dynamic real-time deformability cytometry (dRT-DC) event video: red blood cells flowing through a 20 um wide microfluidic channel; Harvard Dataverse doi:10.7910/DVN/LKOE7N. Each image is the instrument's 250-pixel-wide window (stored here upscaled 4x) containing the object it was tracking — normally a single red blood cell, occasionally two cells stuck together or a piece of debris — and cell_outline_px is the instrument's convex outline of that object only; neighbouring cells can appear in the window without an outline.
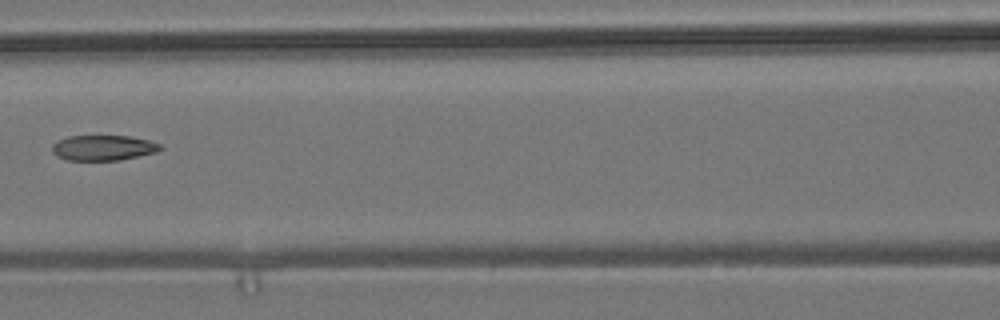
{"species": "common noctule bat (a hibernating species)", "species_latin": "Nyctalus noctula", "temperature_condition": "room temperature", "stored_images_in_passage": 7, "camera_frame_rate_fps": 3000, "um_per_image_px": 0.085, "animal": {"sex": "male", "body_mass_g": 19.2, "forearm_length_mm": 51.8}, "frame": {"image": 1, "passage_image": 6, "time_ms": 7.333, "image_size_px": [1000, 320], "cell_outline_px": [[164, 148], [156, 152], [120, 160], [68, 160], [56, 156], [52, 152], [52, 144], [68, 136], [128, 136], [148, 140], [160, 144]], "centroid_in_image_um": [8.77, 12.56], "position_along_channel_um": 157.8, "area_um2": 15.9}}
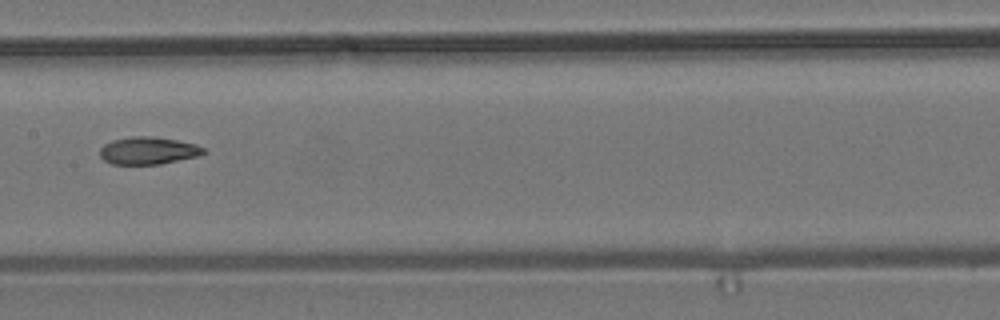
{"frame": {"image": 2, "passage_image": 7, "time_ms": 8.333, "image_size_px": [1000, 320], "cell_outline_px": [[208, 152], [196, 156], [160, 164], [112, 164], [104, 160], [100, 156], [100, 148], [104, 144], [112, 140], [132, 136], [152, 136], [176, 140], [196, 144], [204, 148]], "centroid_in_image_um": [12.58, 12.8], "position_along_channel_um": 194.8, "area_um2": 16.53}}